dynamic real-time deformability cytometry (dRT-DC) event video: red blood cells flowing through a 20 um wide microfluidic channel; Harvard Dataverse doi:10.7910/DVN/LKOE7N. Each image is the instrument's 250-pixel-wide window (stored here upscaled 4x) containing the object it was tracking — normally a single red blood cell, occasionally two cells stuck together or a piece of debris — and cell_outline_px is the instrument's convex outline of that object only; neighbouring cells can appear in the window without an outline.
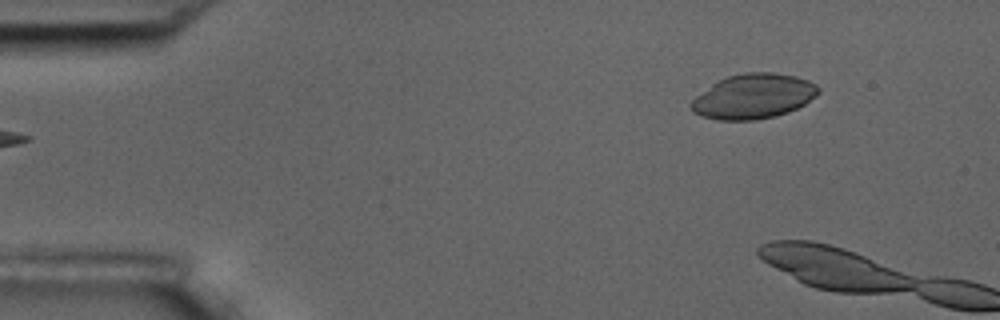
{"species": "common noctule bat (a hibernating species)", "species_latin": "Nyctalus noctula", "temperature_condition": "room temperature", "stored_images_in_passage": 7, "segment_of_instrument_passage": [2, 2], "camera_frame_rate_fps": 3000, "um_per_image_px": 0.085, "animal": {"sex": "male", "body_mass_g": 17.5, "forearm_length_mm": 52.3}, "frame": {"image": 1, "passage_image": 7, "time_ms": 8.0, "image_size_px": [1000, 320], "cell_outline_px": [[820, 92], [816, 96], [804, 104], [788, 112], [776, 116], [756, 120], [716, 120], [700, 116], [692, 112], [688, 104], [696, 96], [712, 84], [728, 76], [744, 72], [772, 72], [796, 76], [808, 80], [816, 84], [820, 88]], "centroid_in_image_um": [64.03, 8.19], "position_along_channel_um": 21.0, "area_um2": 33.47}}